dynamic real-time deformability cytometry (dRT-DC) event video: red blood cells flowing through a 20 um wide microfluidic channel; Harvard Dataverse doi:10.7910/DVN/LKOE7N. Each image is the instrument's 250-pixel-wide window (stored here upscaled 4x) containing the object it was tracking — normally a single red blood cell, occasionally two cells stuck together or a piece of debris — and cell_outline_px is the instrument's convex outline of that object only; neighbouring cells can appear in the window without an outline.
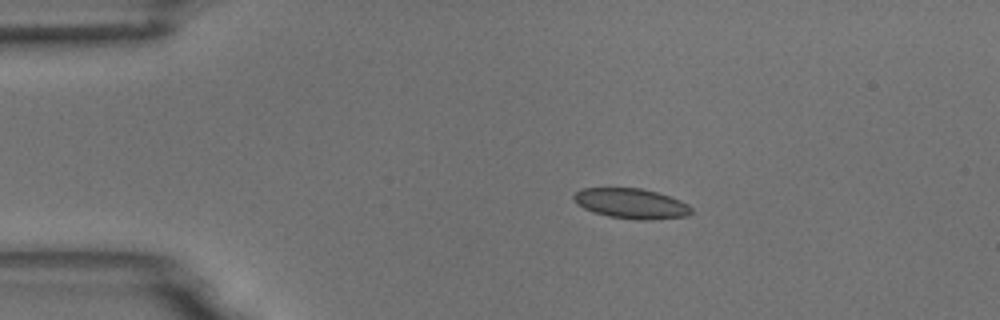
{"species": "common noctule bat (a hibernating species)", "species_latin": "Nyctalus noctula", "temperature_condition": "room temperature", "stored_images_in_passage": 41, "camera_frame_rate_fps": 3000, "um_per_image_px": 0.085, "animal": {"sex": "male", "body_mass_g": 18.8}, "frame": {"image": 1, "passage_image": 1, "time_ms": 0.0, "image_size_px": [1000, 320], "cell_outline_px": [[692, 212], [688, 216], [652, 220], [636, 220], [608, 216], [584, 208], [572, 196], [580, 188], [640, 188], [656, 192], [680, 200], [688, 204], [692, 208]], "centroid_in_image_um": [53.7, 17.3], "position_along_channel_um": 31.3, "area_um2": 20.52}}
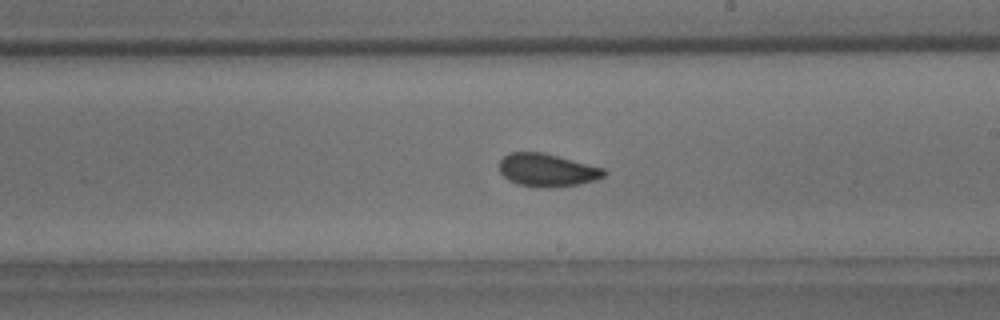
{"frame": {"image": 2, "passage_image": 22, "time_ms": 7.0, "image_size_px": [1000, 320], "cell_outline_px": [[608, 172], [604, 176], [596, 180], [576, 184], [544, 188], [516, 184], [508, 180], [500, 172], [500, 160], [508, 152], [544, 152], [604, 168]], "centroid_in_image_um": [46.5, 14.45], "position_along_channel_um": 242.5, "area_um2": 20.11}}
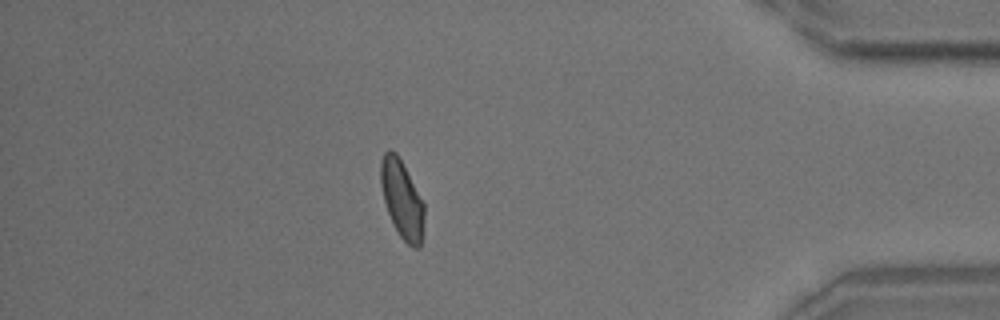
{"frame": {"image": 3, "passage_image": 38, "time_ms": 12.333, "image_size_px": [1000, 320], "cell_outline_px": [[424, 216], [420, 248], [412, 248], [400, 236], [388, 212], [384, 200], [380, 184], [380, 160], [384, 152], [388, 148], [396, 152], [424, 204]], "centroid_in_image_um": [34.14, 16.91], "position_along_channel_um": 401.1, "area_um2": 19.42}, "authors_computed_cell_mechanics": {"area_um2": 20.1144, "velocity_mm_per_s": 3.7034, "shape_relaxation_time_tau1_ms": 3.8633, "shape_relaxation_time_tau2_ms": 1.6828, "deformation_change_tau1": 0.0952, "deformation_change_tau2": 0.0516}}